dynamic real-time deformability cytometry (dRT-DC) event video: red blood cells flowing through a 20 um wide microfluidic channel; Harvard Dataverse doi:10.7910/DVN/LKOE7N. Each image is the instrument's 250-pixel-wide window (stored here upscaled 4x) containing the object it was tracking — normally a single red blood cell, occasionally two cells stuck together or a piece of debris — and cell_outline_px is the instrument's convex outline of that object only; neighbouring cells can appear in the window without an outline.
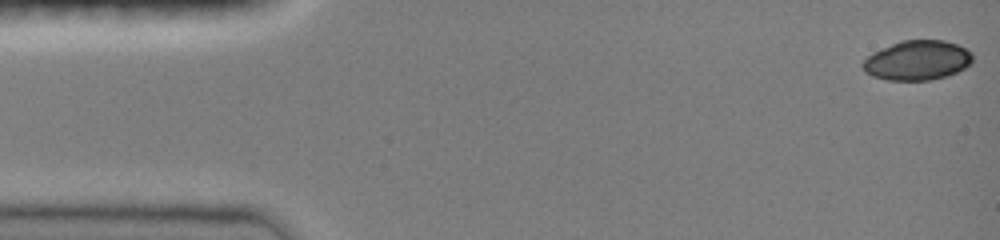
{"species": "common noctule bat (a hibernating species)", "species_latin": "Nyctalus noctula", "temperature_condition": "room temperature", "stored_images_in_passage": 47, "camera_frame_rate_fps": 3000, "um_per_image_px": 0.085, "animal": {"sex": "female", "body_mass_g": 19.0, "forearm_length_mm": 51.5}, "frame": {"image": 1, "passage_image": 1, "time_ms": 0.0, "image_size_px": [1000, 240], "cell_outline_px": [[972, 64], [956, 72], [944, 76], [928, 80], [888, 80], [872, 76], [864, 72], [860, 64], [872, 52], [900, 40], [944, 40], [956, 44], [972, 52]], "centroid_in_image_um": [77.94, 5.12], "position_along_channel_um": 7.1, "area_um2": 25.43}}
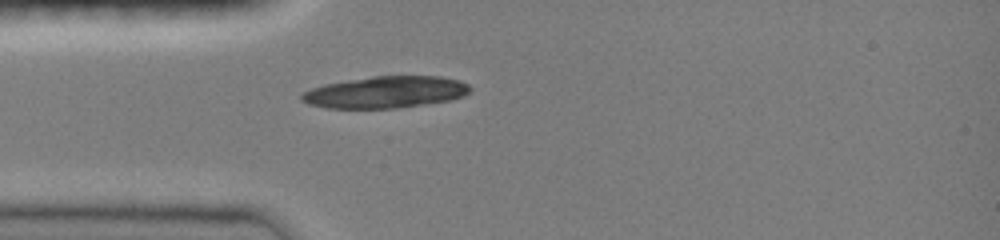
{"frame": {"image": 2, "passage_image": 13, "time_ms": 4.0, "image_size_px": [1000, 240], "cell_outline_px": [[472, 88], [464, 96], [448, 100], [424, 104], [396, 108], [328, 108], [308, 104], [300, 100], [300, 96], [304, 92], [312, 88], [324, 84], [372, 76], [440, 76], [460, 80], [468, 84]], "centroid_in_image_um": [32.77, 7.83], "position_along_channel_um": 52.2, "area_um2": 31.1}}
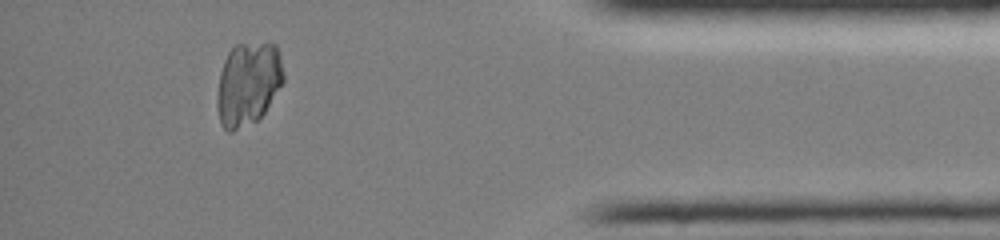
{"frame": {"image": 3, "passage_image": 42, "time_ms": 13.667, "image_size_px": [1000, 240], "cell_outline_px": [[284, 80], [264, 112], [256, 120], [232, 132], [228, 132], [220, 124], [216, 104], [216, 100], [220, 72], [224, 60], [228, 52], [236, 44], [276, 44], [280, 56], [284, 72]], "centroid_in_image_um": [21.06, 7.12], "position_along_channel_um": 414.1, "area_um2": 32.14}}